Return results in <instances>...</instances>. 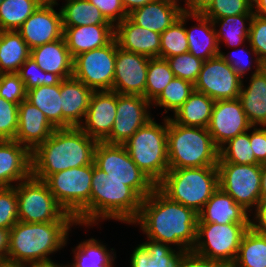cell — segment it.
Here are the masks:
<instances>
[{
  "label": "cell",
  "instance_id": "obj_1",
  "mask_svg": "<svg viewBox=\"0 0 266 267\" xmlns=\"http://www.w3.org/2000/svg\"><path fill=\"white\" fill-rule=\"evenodd\" d=\"M197 221L198 213L170 200L156 187L142 199L140 213L132 224H139L148 239L177 245V250L187 252L196 244Z\"/></svg>",
  "mask_w": 266,
  "mask_h": 267
},
{
  "label": "cell",
  "instance_id": "obj_2",
  "mask_svg": "<svg viewBox=\"0 0 266 267\" xmlns=\"http://www.w3.org/2000/svg\"><path fill=\"white\" fill-rule=\"evenodd\" d=\"M97 143L80 127L55 129L31 152L32 176L45 181L57 172L93 164Z\"/></svg>",
  "mask_w": 266,
  "mask_h": 267
},
{
  "label": "cell",
  "instance_id": "obj_3",
  "mask_svg": "<svg viewBox=\"0 0 266 267\" xmlns=\"http://www.w3.org/2000/svg\"><path fill=\"white\" fill-rule=\"evenodd\" d=\"M76 221L25 223L18 221L9 234L8 260L23 264L48 262L50 254L65 247Z\"/></svg>",
  "mask_w": 266,
  "mask_h": 267
},
{
  "label": "cell",
  "instance_id": "obj_4",
  "mask_svg": "<svg viewBox=\"0 0 266 267\" xmlns=\"http://www.w3.org/2000/svg\"><path fill=\"white\" fill-rule=\"evenodd\" d=\"M142 198L122 181L111 179L92 164L90 227L102 219L132 224L138 217Z\"/></svg>",
  "mask_w": 266,
  "mask_h": 267
},
{
  "label": "cell",
  "instance_id": "obj_5",
  "mask_svg": "<svg viewBox=\"0 0 266 267\" xmlns=\"http://www.w3.org/2000/svg\"><path fill=\"white\" fill-rule=\"evenodd\" d=\"M169 169L217 166L219 149L207 128L187 127L168 117Z\"/></svg>",
  "mask_w": 266,
  "mask_h": 267
},
{
  "label": "cell",
  "instance_id": "obj_6",
  "mask_svg": "<svg viewBox=\"0 0 266 267\" xmlns=\"http://www.w3.org/2000/svg\"><path fill=\"white\" fill-rule=\"evenodd\" d=\"M156 187L170 200L199 213L219 188L217 166L169 169Z\"/></svg>",
  "mask_w": 266,
  "mask_h": 267
},
{
  "label": "cell",
  "instance_id": "obj_7",
  "mask_svg": "<svg viewBox=\"0 0 266 267\" xmlns=\"http://www.w3.org/2000/svg\"><path fill=\"white\" fill-rule=\"evenodd\" d=\"M153 119L139 128L124 146L138 168L157 185L169 170L168 116L164 117L163 125L156 123Z\"/></svg>",
  "mask_w": 266,
  "mask_h": 267
},
{
  "label": "cell",
  "instance_id": "obj_8",
  "mask_svg": "<svg viewBox=\"0 0 266 267\" xmlns=\"http://www.w3.org/2000/svg\"><path fill=\"white\" fill-rule=\"evenodd\" d=\"M92 164L50 175L44 182L58 204L80 226H90Z\"/></svg>",
  "mask_w": 266,
  "mask_h": 267
},
{
  "label": "cell",
  "instance_id": "obj_9",
  "mask_svg": "<svg viewBox=\"0 0 266 267\" xmlns=\"http://www.w3.org/2000/svg\"><path fill=\"white\" fill-rule=\"evenodd\" d=\"M14 187L19 221L25 223L76 221L58 204L44 181L31 176Z\"/></svg>",
  "mask_w": 266,
  "mask_h": 267
},
{
  "label": "cell",
  "instance_id": "obj_10",
  "mask_svg": "<svg viewBox=\"0 0 266 267\" xmlns=\"http://www.w3.org/2000/svg\"><path fill=\"white\" fill-rule=\"evenodd\" d=\"M248 228L249 223L197 222V239L192 251L231 267L237 258L241 239Z\"/></svg>",
  "mask_w": 266,
  "mask_h": 267
},
{
  "label": "cell",
  "instance_id": "obj_11",
  "mask_svg": "<svg viewBox=\"0 0 266 267\" xmlns=\"http://www.w3.org/2000/svg\"><path fill=\"white\" fill-rule=\"evenodd\" d=\"M94 164L103 170L107 177L130 186L142 199L156 188V185L130 158L124 145L98 142L94 152Z\"/></svg>",
  "mask_w": 266,
  "mask_h": 267
},
{
  "label": "cell",
  "instance_id": "obj_12",
  "mask_svg": "<svg viewBox=\"0 0 266 267\" xmlns=\"http://www.w3.org/2000/svg\"><path fill=\"white\" fill-rule=\"evenodd\" d=\"M217 168L219 187L250 212L261 200L262 165L218 162Z\"/></svg>",
  "mask_w": 266,
  "mask_h": 267
},
{
  "label": "cell",
  "instance_id": "obj_13",
  "mask_svg": "<svg viewBox=\"0 0 266 267\" xmlns=\"http://www.w3.org/2000/svg\"><path fill=\"white\" fill-rule=\"evenodd\" d=\"M117 42L79 54L74 58L73 77L93 91H111L115 74Z\"/></svg>",
  "mask_w": 266,
  "mask_h": 267
},
{
  "label": "cell",
  "instance_id": "obj_14",
  "mask_svg": "<svg viewBox=\"0 0 266 267\" xmlns=\"http://www.w3.org/2000/svg\"><path fill=\"white\" fill-rule=\"evenodd\" d=\"M243 79L220 56L205 60L194 90L202 92L214 101L239 98Z\"/></svg>",
  "mask_w": 266,
  "mask_h": 267
},
{
  "label": "cell",
  "instance_id": "obj_15",
  "mask_svg": "<svg viewBox=\"0 0 266 267\" xmlns=\"http://www.w3.org/2000/svg\"><path fill=\"white\" fill-rule=\"evenodd\" d=\"M150 105L152 103L143 96L117 93L116 118L110 135L103 142L124 145L153 118L148 111Z\"/></svg>",
  "mask_w": 266,
  "mask_h": 267
},
{
  "label": "cell",
  "instance_id": "obj_16",
  "mask_svg": "<svg viewBox=\"0 0 266 267\" xmlns=\"http://www.w3.org/2000/svg\"><path fill=\"white\" fill-rule=\"evenodd\" d=\"M216 147L220 149L238 134L252 131L246 113L238 98L215 101L207 127Z\"/></svg>",
  "mask_w": 266,
  "mask_h": 267
},
{
  "label": "cell",
  "instance_id": "obj_17",
  "mask_svg": "<svg viewBox=\"0 0 266 267\" xmlns=\"http://www.w3.org/2000/svg\"><path fill=\"white\" fill-rule=\"evenodd\" d=\"M56 2H43L16 30L31 49L63 37L62 14L53 7Z\"/></svg>",
  "mask_w": 266,
  "mask_h": 267
},
{
  "label": "cell",
  "instance_id": "obj_18",
  "mask_svg": "<svg viewBox=\"0 0 266 267\" xmlns=\"http://www.w3.org/2000/svg\"><path fill=\"white\" fill-rule=\"evenodd\" d=\"M149 59L117 45L112 91L144 97Z\"/></svg>",
  "mask_w": 266,
  "mask_h": 267
},
{
  "label": "cell",
  "instance_id": "obj_19",
  "mask_svg": "<svg viewBox=\"0 0 266 267\" xmlns=\"http://www.w3.org/2000/svg\"><path fill=\"white\" fill-rule=\"evenodd\" d=\"M117 92L94 91L83 123L79 126L88 136L103 142L116 118Z\"/></svg>",
  "mask_w": 266,
  "mask_h": 267
},
{
  "label": "cell",
  "instance_id": "obj_20",
  "mask_svg": "<svg viewBox=\"0 0 266 267\" xmlns=\"http://www.w3.org/2000/svg\"><path fill=\"white\" fill-rule=\"evenodd\" d=\"M31 176V151L15 140H0V187H13Z\"/></svg>",
  "mask_w": 266,
  "mask_h": 267
},
{
  "label": "cell",
  "instance_id": "obj_21",
  "mask_svg": "<svg viewBox=\"0 0 266 267\" xmlns=\"http://www.w3.org/2000/svg\"><path fill=\"white\" fill-rule=\"evenodd\" d=\"M55 129L47 117L27 100L19 104L15 141L32 152L38 145L44 143Z\"/></svg>",
  "mask_w": 266,
  "mask_h": 267
},
{
  "label": "cell",
  "instance_id": "obj_22",
  "mask_svg": "<svg viewBox=\"0 0 266 267\" xmlns=\"http://www.w3.org/2000/svg\"><path fill=\"white\" fill-rule=\"evenodd\" d=\"M160 33L135 24L128 16L114 26L119 48L148 58L160 57Z\"/></svg>",
  "mask_w": 266,
  "mask_h": 267
},
{
  "label": "cell",
  "instance_id": "obj_23",
  "mask_svg": "<svg viewBox=\"0 0 266 267\" xmlns=\"http://www.w3.org/2000/svg\"><path fill=\"white\" fill-rule=\"evenodd\" d=\"M93 92L74 77L61 81L62 128L79 127L83 123Z\"/></svg>",
  "mask_w": 266,
  "mask_h": 267
},
{
  "label": "cell",
  "instance_id": "obj_24",
  "mask_svg": "<svg viewBox=\"0 0 266 267\" xmlns=\"http://www.w3.org/2000/svg\"><path fill=\"white\" fill-rule=\"evenodd\" d=\"M255 71L251 74L249 85L242 83L239 100L252 126H266V73L262 62L256 57Z\"/></svg>",
  "mask_w": 266,
  "mask_h": 267
},
{
  "label": "cell",
  "instance_id": "obj_25",
  "mask_svg": "<svg viewBox=\"0 0 266 267\" xmlns=\"http://www.w3.org/2000/svg\"><path fill=\"white\" fill-rule=\"evenodd\" d=\"M66 46L74 59L81 53L106 46L114 39L112 24L63 27Z\"/></svg>",
  "mask_w": 266,
  "mask_h": 267
},
{
  "label": "cell",
  "instance_id": "obj_26",
  "mask_svg": "<svg viewBox=\"0 0 266 267\" xmlns=\"http://www.w3.org/2000/svg\"><path fill=\"white\" fill-rule=\"evenodd\" d=\"M179 2L154 0L143 7L137 8L128 14V17L137 25L156 33H163L183 12Z\"/></svg>",
  "mask_w": 266,
  "mask_h": 267
},
{
  "label": "cell",
  "instance_id": "obj_27",
  "mask_svg": "<svg viewBox=\"0 0 266 267\" xmlns=\"http://www.w3.org/2000/svg\"><path fill=\"white\" fill-rule=\"evenodd\" d=\"M30 57L44 72L56 74L62 80L73 77L74 59L64 37L31 49Z\"/></svg>",
  "mask_w": 266,
  "mask_h": 267
},
{
  "label": "cell",
  "instance_id": "obj_28",
  "mask_svg": "<svg viewBox=\"0 0 266 267\" xmlns=\"http://www.w3.org/2000/svg\"><path fill=\"white\" fill-rule=\"evenodd\" d=\"M248 211L225 193L220 187L198 213L197 222L218 224L249 223Z\"/></svg>",
  "mask_w": 266,
  "mask_h": 267
},
{
  "label": "cell",
  "instance_id": "obj_29",
  "mask_svg": "<svg viewBox=\"0 0 266 267\" xmlns=\"http://www.w3.org/2000/svg\"><path fill=\"white\" fill-rule=\"evenodd\" d=\"M191 18L198 22L190 29L185 27L188 40V52L205 61L220 55L215 26L203 13H191Z\"/></svg>",
  "mask_w": 266,
  "mask_h": 267
},
{
  "label": "cell",
  "instance_id": "obj_30",
  "mask_svg": "<svg viewBox=\"0 0 266 267\" xmlns=\"http://www.w3.org/2000/svg\"><path fill=\"white\" fill-rule=\"evenodd\" d=\"M147 240L149 242L146 241L133 250L130 267H178L182 251H175L162 242Z\"/></svg>",
  "mask_w": 266,
  "mask_h": 267
},
{
  "label": "cell",
  "instance_id": "obj_31",
  "mask_svg": "<svg viewBox=\"0 0 266 267\" xmlns=\"http://www.w3.org/2000/svg\"><path fill=\"white\" fill-rule=\"evenodd\" d=\"M214 103L215 101L206 94L194 90L171 119L182 126L207 128Z\"/></svg>",
  "mask_w": 266,
  "mask_h": 267
},
{
  "label": "cell",
  "instance_id": "obj_32",
  "mask_svg": "<svg viewBox=\"0 0 266 267\" xmlns=\"http://www.w3.org/2000/svg\"><path fill=\"white\" fill-rule=\"evenodd\" d=\"M30 48L16 30L0 31V74L18 73L30 57Z\"/></svg>",
  "mask_w": 266,
  "mask_h": 267
},
{
  "label": "cell",
  "instance_id": "obj_33",
  "mask_svg": "<svg viewBox=\"0 0 266 267\" xmlns=\"http://www.w3.org/2000/svg\"><path fill=\"white\" fill-rule=\"evenodd\" d=\"M26 100L37 107L56 129L62 128L61 82L28 90Z\"/></svg>",
  "mask_w": 266,
  "mask_h": 267
},
{
  "label": "cell",
  "instance_id": "obj_34",
  "mask_svg": "<svg viewBox=\"0 0 266 267\" xmlns=\"http://www.w3.org/2000/svg\"><path fill=\"white\" fill-rule=\"evenodd\" d=\"M60 9L62 27H76L83 25L111 24L103 13L88 0H65Z\"/></svg>",
  "mask_w": 266,
  "mask_h": 267
},
{
  "label": "cell",
  "instance_id": "obj_35",
  "mask_svg": "<svg viewBox=\"0 0 266 267\" xmlns=\"http://www.w3.org/2000/svg\"><path fill=\"white\" fill-rule=\"evenodd\" d=\"M231 267H266V234L249 227L241 239L237 258Z\"/></svg>",
  "mask_w": 266,
  "mask_h": 267
},
{
  "label": "cell",
  "instance_id": "obj_36",
  "mask_svg": "<svg viewBox=\"0 0 266 267\" xmlns=\"http://www.w3.org/2000/svg\"><path fill=\"white\" fill-rule=\"evenodd\" d=\"M111 250H107L106 245L94 238L81 241L72 251L75 254V262L68 267H114L116 254L113 248Z\"/></svg>",
  "mask_w": 266,
  "mask_h": 267
},
{
  "label": "cell",
  "instance_id": "obj_37",
  "mask_svg": "<svg viewBox=\"0 0 266 267\" xmlns=\"http://www.w3.org/2000/svg\"><path fill=\"white\" fill-rule=\"evenodd\" d=\"M254 14H239L235 16H227L220 19L212 20L215 26L218 46L221 41H224L228 47H237L247 40L250 30V22ZM245 21H249L248 27ZM220 23V24H219ZM219 24V30H216V25Z\"/></svg>",
  "mask_w": 266,
  "mask_h": 267
},
{
  "label": "cell",
  "instance_id": "obj_38",
  "mask_svg": "<svg viewBox=\"0 0 266 267\" xmlns=\"http://www.w3.org/2000/svg\"><path fill=\"white\" fill-rule=\"evenodd\" d=\"M42 3V0H3L0 31L17 30Z\"/></svg>",
  "mask_w": 266,
  "mask_h": 267
},
{
  "label": "cell",
  "instance_id": "obj_39",
  "mask_svg": "<svg viewBox=\"0 0 266 267\" xmlns=\"http://www.w3.org/2000/svg\"><path fill=\"white\" fill-rule=\"evenodd\" d=\"M191 18V13L183 11L160 37V58H170L188 52L189 45L186 36L185 22Z\"/></svg>",
  "mask_w": 266,
  "mask_h": 267
},
{
  "label": "cell",
  "instance_id": "obj_40",
  "mask_svg": "<svg viewBox=\"0 0 266 267\" xmlns=\"http://www.w3.org/2000/svg\"><path fill=\"white\" fill-rule=\"evenodd\" d=\"M174 78V73L166 59L160 57L150 58L144 98L152 103Z\"/></svg>",
  "mask_w": 266,
  "mask_h": 267
},
{
  "label": "cell",
  "instance_id": "obj_41",
  "mask_svg": "<svg viewBox=\"0 0 266 267\" xmlns=\"http://www.w3.org/2000/svg\"><path fill=\"white\" fill-rule=\"evenodd\" d=\"M218 162L234 164H257L253 153L249 133L244 132L229 140L219 149Z\"/></svg>",
  "mask_w": 266,
  "mask_h": 267
},
{
  "label": "cell",
  "instance_id": "obj_42",
  "mask_svg": "<svg viewBox=\"0 0 266 267\" xmlns=\"http://www.w3.org/2000/svg\"><path fill=\"white\" fill-rule=\"evenodd\" d=\"M193 91L194 84L175 77L152 102V105L164 107L165 113H167V110L175 113L188 100Z\"/></svg>",
  "mask_w": 266,
  "mask_h": 267
},
{
  "label": "cell",
  "instance_id": "obj_43",
  "mask_svg": "<svg viewBox=\"0 0 266 267\" xmlns=\"http://www.w3.org/2000/svg\"><path fill=\"white\" fill-rule=\"evenodd\" d=\"M174 76L192 84L198 79L204 61L195 57L190 52L166 58Z\"/></svg>",
  "mask_w": 266,
  "mask_h": 267
},
{
  "label": "cell",
  "instance_id": "obj_44",
  "mask_svg": "<svg viewBox=\"0 0 266 267\" xmlns=\"http://www.w3.org/2000/svg\"><path fill=\"white\" fill-rule=\"evenodd\" d=\"M18 74L24 82L26 91L42 85H58L62 81L58 75L41 70L31 57L20 67Z\"/></svg>",
  "mask_w": 266,
  "mask_h": 267
},
{
  "label": "cell",
  "instance_id": "obj_45",
  "mask_svg": "<svg viewBox=\"0 0 266 267\" xmlns=\"http://www.w3.org/2000/svg\"><path fill=\"white\" fill-rule=\"evenodd\" d=\"M203 14L210 20L239 14H254L252 0H214Z\"/></svg>",
  "mask_w": 266,
  "mask_h": 267
},
{
  "label": "cell",
  "instance_id": "obj_46",
  "mask_svg": "<svg viewBox=\"0 0 266 267\" xmlns=\"http://www.w3.org/2000/svg\"><path fill=\"white\" fill-rule=\"evenodd\" d=\"M18 221L15 187H0V228L10 230Z\"/></svg>",
  "mask_w": 266,
  "mask_h": 267
},
{
  "label": "cell",
  "instance_id": "obj_47",
  "mask_svg": "<svg viewBox=\"0 0 266 267\" xmlns=\"http://www.w3.org/2000/svg\"><path fill=\"white\" fill-rule=\"evenodd\" d=\"M27 91L18 73L0 74V97L6 101L20 104L26 100Z\"/></svg>",
  "mask_w": 266,
  "mask_h": 267
},
{
  "label": "cell",
  "instance_id": "obj_48",
  "mask_svg": "<svg viewBox=\"0 0 266 267\" xmlns=\"http://www.w3.org/2000/svg\"><path fill=\"white\" fill-rule=\"evenodd\" d=\"M18 104L0 97V140H14L18 130Z\"/></svg>",
  "mask_w": 266,
  "mask_h": 267
},
{
  "label": "cell",
  "instance_id": "obj_49",
  "mask_svg": "<svg viewBox=\"0 0 266 267\" xmlns=\"http://www.w3.org/2000/svg\"><path fill=\"white\" fill-rule=\"evenodd\" d=\"M250 51L263 63L266 61V18L254 14L248 36Z\"/></svg>",
  "mask_w": 266,
  "mask_h": 267
},
{
  "label": "cell",
  "instance_id": "obj_50",
  "mask_svg": "<svg viewBox=\"0 0 266 267\" xmlns=\"http://www.w3.org/2000/svg\"><path fill=\"white\" fill-rule=\"evenodd\" d=\"M103 13L105 18L113 25H117L128 14L126 13L120 0H88Z\"/></svg>",
  "mask_w": 266,
  "mask_h": 267
},
{
  "label": "cell",
  "instance_id": "obj_51",
  "mask_svg": "<svg viewBox=\"0 0 266 267\" xmlns=\"http://www.w3.org/2000/svg\"><path fill=\"white\" fill-rule=\"evenodd\" d=\"M246 49H238L237 51L233 50V52L230 54H224L220 50V56L236 71V73L243 79L246 75L245 73L249 70H251L250 65H252V58L249 57L250 53L249 51H245ZM241 51L244 54H239ZM234 53V54H233ZM247 53L248 57H245L244 55ZM238 54V55H237ZM236 55V56H235ZM250 62V63H249ZM250 64V65H249Z\"/></svg>",
  "mask_w": 266,
  "mask_h": 267
},
{
  "label": "cell",
  "instance_id": "obj_52",
  "mask_svg": "<svg viewBox=\"0 0 266 267\" xmlns=\"http://www.w3.org/2000/svg\"><path fill=\"white\" fill-rule=\"evenodd\" d=\"M252 129L249 139L257 164L266 165V126H252Z\"/></svg>",
  "mask_w": 266,
  "mask_h": 267
},
{
  "label": "cell",
  "instance_id": "obj_53",
  "mask_svg": "<svg viewBox=\"0 0 266 267\" xmlns=\"http://www.w3.org/2000/svg\"><path fill=\"white\" fill-rule=\"evenodd\" d=\"M178 267H230L229 265L202 257L192 250L183 252L178 259Z\"/></svg>",
  "mask_w": 266,
  "mask_h": 267
},
{
  "label": "cell",
  "instance_id": "obj_54",
  "mask_svg": "<svg viewBox=\"0 0 266 267\" xmlns=\"http://www.w3.org/2000/svg\"><path fill=\"white\" fill-rule=\"evenodd\" d=\"M255 217L256 221H249V227L259 233L266 234V200H260L255 206Z\"/></svg>",
  "mask_w": 266,
  "mask_h": 267
},
{
  "label": "cell",
  "instance_id": "obj_55",
  "mask_svg": "<svg viewBox=\"0 0 266 267\" xmlns=\"http://www.w3.org/2000/svg\"><path fill=\"white\" fill-rule=\"evenodd\" d=\"M214 0H185L187 7H182L183 11L189 13H203Z\"/></svg>",
  "mask_w": 266,
  "mask_h": 267
},
{
  "label": "cell",
  "instance_id": "obj_56",
  "mask_svg": "<svg viewBox=\"0 0 266 267\" xmlns=\"http://www.w3.org/2000/svg\"><path fill=\"white\" fill-rule=\"evenodd\" d=\"M9 229L0 228V260H6L9 248Z\"/></svg>",
  "mask_w": 266,
  "mask_h": 267
},
{
  "label": "cell",
  "instance_id": "obj_57",
  "mask_svg": "<svg viewBox=\"0 0 266 267\" xmlns=\"http://www.w3.org/2000/svg\"><path fill=\"white\" fill-rule=\"evenodd\" d=\"M126 13L129 14L133 10L143 7L144 5L154 1V0H120Z\"/></svg>",
  "mask_w": 266,
  "mask_h": 267
},
{
  "label": "cell",
  "instance_id": "obj_58",
  "mask_svg": "<svg viewBox=\"0 0 266 267\" xmlns=\"http://www.w3.org/2000/svg\"><path fill=\"white\" fill-rule=\"evenodd\" d=\"M254 14L266 18V0H252Z\"/></svg>",
  "mask_w": 266,
  "mask_h": 267
},
{
  "label": "cell",
  "instance_id": "obj_59",
  "mask_svg": "<svg viewBox=\"0 0 266 267\" xmlns=\"http://www.w3.org/2000/svg\"><path fill=\"white\" fill-rule=\"evenodd\" d=\"M260 193L261 200H266V165H262Z\"/></svg>",
  "mask_w": 266,
  "mask_h": 267
},
{
  "label": "cell",
  "instance_id": "obj_60",
  "mask_svg": "<svg viewBox=\"0 0 266 267\" xmlns=\"http://www.w3.org/2000/svg\"><path fill=\"white\" fill-rule=\"evenodd\" d=\"M27 267H68L51 261L28 264Z\"/></svg>",
  "mask_w": 266,
  "mask_h": 267
},
{
  "label": "cell",
  "instance_id": "obj_61",
  "mask_svg": "<svg viewBox=\"0 0 266 267\" xmlns=\"http://www.w3.org/2000/svg\"><path fill=\"white\" fill-rule=\"evenodd\" d=\"M0 267H27V265L6 259L0 260Z\"/></svg>",
  "mask_w": 266,
  "mask_h": 267
},
{
  "label": "cell",
  "instance_id": "obj_62",
  "mask_svg": "<svg viewBox=\"0 0 266 267\" xmlns=\"http://www.w3.org/2000/svg\"><path fill=\"white\" fill-rule=\"evenodd\" d=\"M262 69L265 71V73H266V61H264L263 63H262Z\"/></svg>",
  "mask_w": 266,
  "mask_h": 267
},
{
  "label": "cell",
  "instance_id": "obj_63",
  "mask_svg": "<svg viewBox=\"0 0 266 267\" xmlns=\"http://www.w3.org/2000/svg\"><path fill=\"white\" fill-rule=\"evenodd\" d=\"M43 2H55V0H42Z\"/></svg>",
  "mask_w": 266,
  "mask_h": 267
},
{
  "label": "cell",
  "instance_id": "obj_64",
  "mask_svg": "<svg viewBox=\"0 0 266 267\" xmlns=\"http://www.w3.org/2000/svg\"><path fill=\"white\" fill-rule=\"evenodd\" d=\"M167 1H170V2H179V0H167Z\"/></svg>",
  "mask_w": 266,
  "mask_h": 267
}]
</instances>
